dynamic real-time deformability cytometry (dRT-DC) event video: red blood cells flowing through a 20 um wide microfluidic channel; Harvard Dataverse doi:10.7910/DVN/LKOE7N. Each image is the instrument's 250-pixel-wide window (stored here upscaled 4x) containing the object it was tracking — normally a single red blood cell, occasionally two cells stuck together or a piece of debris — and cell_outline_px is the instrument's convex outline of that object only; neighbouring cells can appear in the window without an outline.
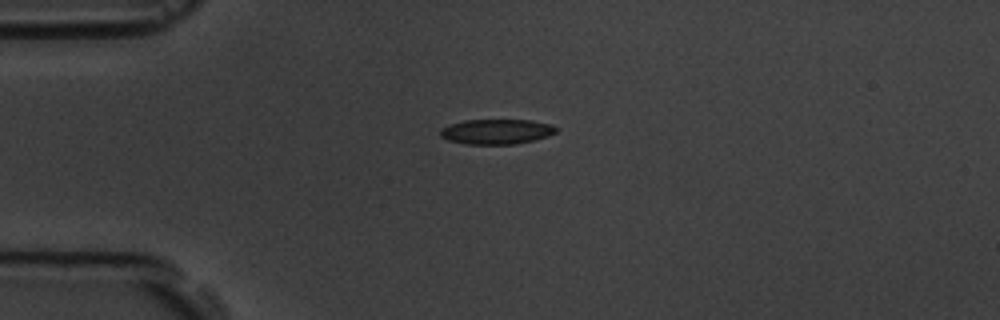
{"species": "common noctule bat (a hibernating species)", "species_latin": "Nyctalus noctula", "temperature_condition": "room temperature", "stored_images_in_passage": 3, "camera_frame_rate_fps": 3000, "um_per_image_px": 0.085, "animal": {"sex": "male", "body_mass_g": 19.5, "forearm_length_mm": 54.6}, "frame": {"image": 1, "passage_image": 1, "time_ms": 0.0, "image_size_px": [1000, 320], "cell_outline_px": [[556, 132], [548, 136], [516, 144], [468, 144], [448, 140], [440, 136], [440, 128], [464, 120], [532, 120], [552, 124], [556, 128]], "centroid_in_image_um": [42.2, 11.18], "position_along_channel_um": 42.8, "area_um2": 16.82}}
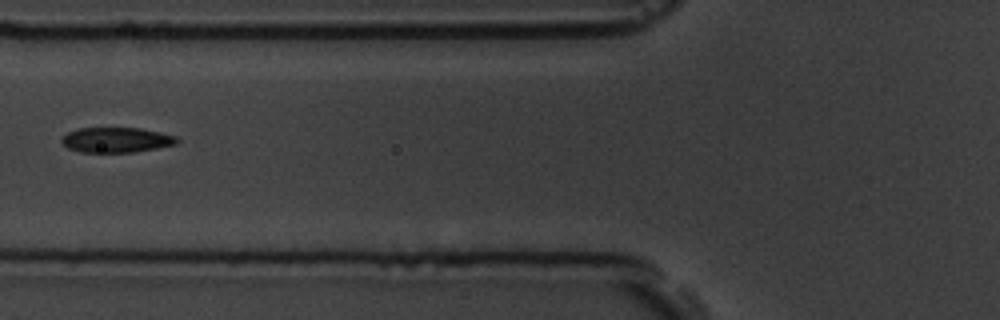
{"frame": {"image": 2, "passage_image": 3, "time_ms": 2.667, "image_size_px": [1000, 320], "cell_outline_px": [[180, 140], [176, 144], [156, 148], [132, 152], [80, 152], [68, 148], [60, 140], [68, 132], [80, 128], [140, 128], [160, 132], [176, 136]], "centroid_in_image_um": [9.9, 11.89], "position_along_channel_um": 115.9, "area_um2": 16.76}}